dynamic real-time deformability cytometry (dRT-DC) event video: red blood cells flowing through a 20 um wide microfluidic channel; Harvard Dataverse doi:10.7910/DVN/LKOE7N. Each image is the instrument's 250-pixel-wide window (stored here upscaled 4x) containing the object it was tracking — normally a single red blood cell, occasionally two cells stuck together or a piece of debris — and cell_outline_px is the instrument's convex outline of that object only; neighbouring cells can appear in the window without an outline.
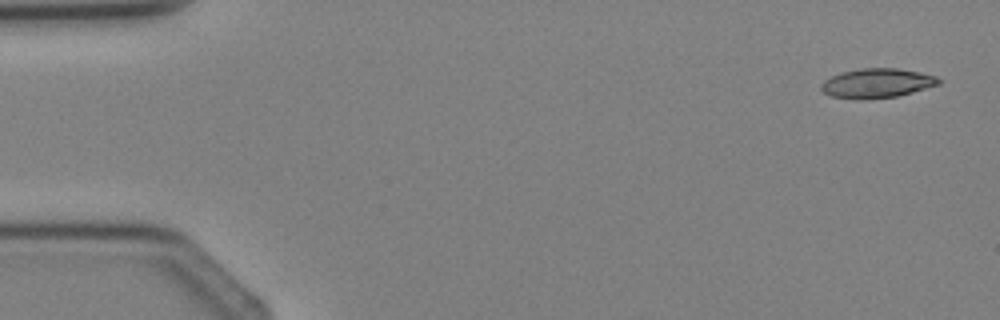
{"species": "Egyptian fruit bat (a non-hibernating species)", "species_latin": "Rousettus aegyptiacus", "temperature_condition": "cold", "stored_images_in_passage": 3, "camera_frame_rate_fps": 3000, "um_per_image_px": 0.085, "animal": {"sex": "female"}, "frame": {"image": 1, "passage_image": 1, "time_ms": 0.0, "image_size_px": [1000, 320], "cell_outline_px": [[944, 80], [940, 84], [912, 92], [896, 96], [868, 100], [856, 100], [832, 96], [824, 92], [820, 88], [820, 84], [824, 80], [840, 72], [860, 68], [896, 68], [920, 72], [936, 76]], "centroid_in_image_um": [74.54, 7.07], "position_along_channel_um": 10.5, "area_um2": 20.4}}